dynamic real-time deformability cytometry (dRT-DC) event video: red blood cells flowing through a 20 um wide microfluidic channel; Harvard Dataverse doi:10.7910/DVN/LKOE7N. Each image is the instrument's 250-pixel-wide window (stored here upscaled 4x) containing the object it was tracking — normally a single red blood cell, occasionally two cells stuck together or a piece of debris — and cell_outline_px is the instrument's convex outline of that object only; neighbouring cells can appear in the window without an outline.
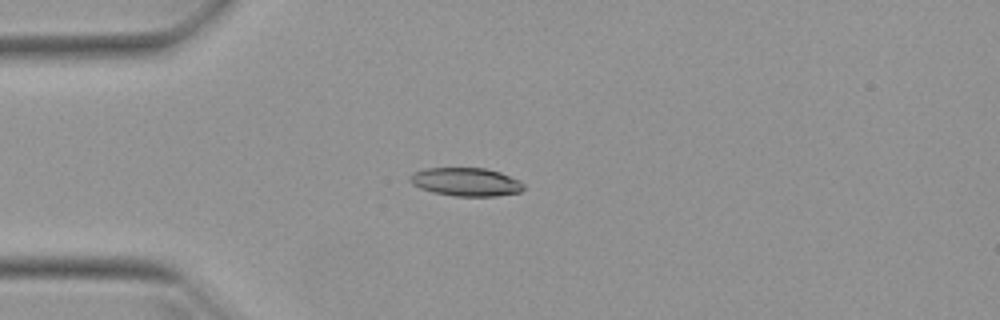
{"species": "Egyptian fruit bat (a non-hibernating species)", "species_latin": "Rousettus aegyptiacus", "temperature_condition": "warm", "stored_images_in_passage": 52, "camera_frame_rate_fps": 3000, "um_per_image_px": 0.085, "animal": {"sex": "female"}, "frame": {"image": 1, "passage_image": 14, "time_ms": 4.333, "image_size_px": [1000, 320], "cell_outline_px": [[524, 188], [520, 192], [496, 196], [452, 196], [432, 192], [420, 188], [412, 184], [408, 180], [408, 176], [412, 172], [424, 168], [484, 168], [500, 172], [520, 180], [524, 184]], "centroid_in_image_um": [39.57, 15.46], "position_along_channel_um": 45.4, "area_um2": 19.02}}
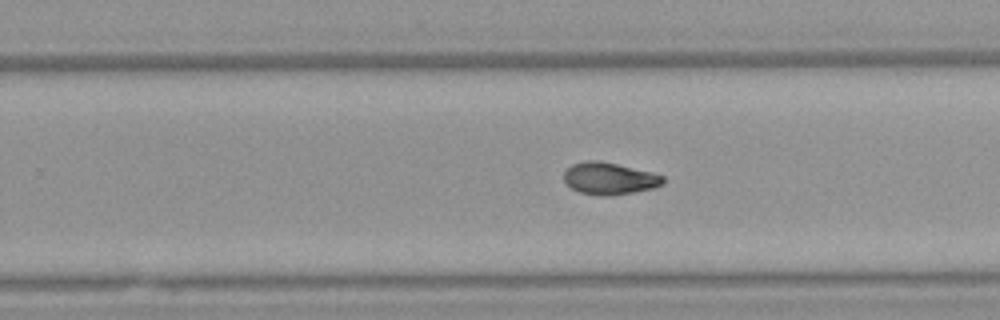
{"frame": {"image": 2, "passage_image": 33, "time_ms": 10.667, "image_size_px": [1000, 320], "cell_outline_px": [[664, 184], [656, 188], [608, 196], [596, 196], [580, 192], [572, 188], [564, 180], [564, 172], [572, 164], [588, 160], [600, 160], [652, 172], [664, 176]], "centroid_in_image_um": [51.82, 15.17], "position_along_channel_um": 278.0, "area_um2": 18.61}}
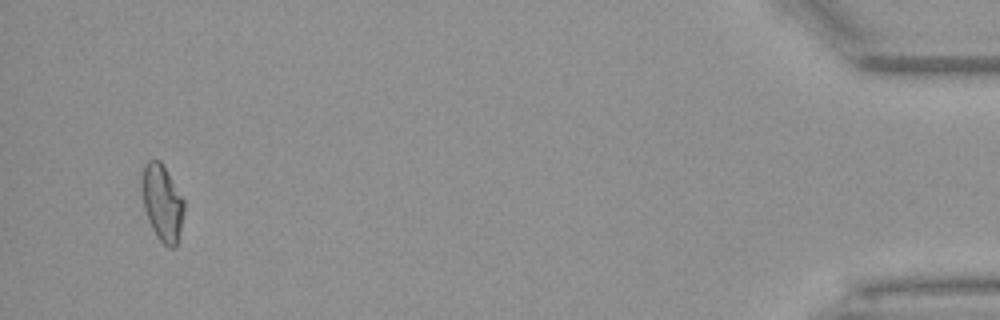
{"frame": {"image": 3, "passage_image": 50, "time_ms": 16.333, "image_size_px": [1000, 320], "cell_outline_px": [[184, 212], [176, 248], [168, 248], [156, 236], [148, 220], [144, 208], [140, 188], [140, 176], [144, 164], [148, 160], [160, 160], [184, 200]], "centroid_in_image_um": [13.75, 17.22], "position_along_channel_um": 421.4, "area_um2": 19.02}, "authors_computed_cell_mechanics": {"area_um2": 18.5249, "velocity_mm_per_s": 3.9695, "shape_relaxation_time_tau1_ms": 6.9744, "shape_relaxation_time_tau2_ms": 4.8469, "deformation_change_tau1": 0.1728, "deformation_change_tau2": 0.0994}}